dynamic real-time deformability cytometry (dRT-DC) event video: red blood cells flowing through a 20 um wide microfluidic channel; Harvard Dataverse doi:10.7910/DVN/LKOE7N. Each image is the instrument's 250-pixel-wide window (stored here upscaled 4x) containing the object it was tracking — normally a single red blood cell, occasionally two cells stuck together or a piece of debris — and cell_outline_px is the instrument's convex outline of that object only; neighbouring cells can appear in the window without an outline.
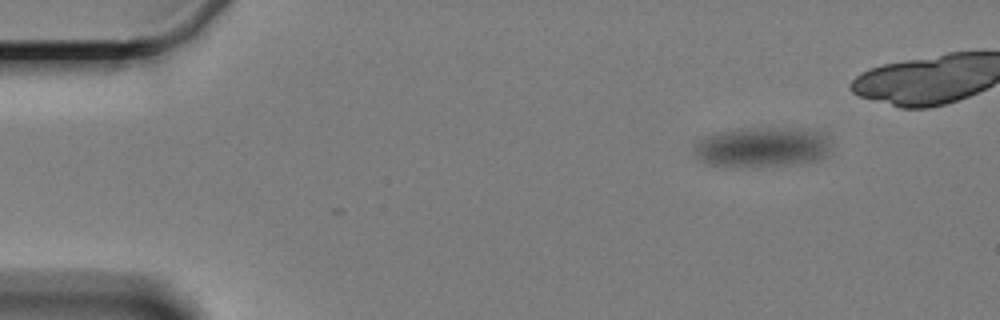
{"species": "Egyptian fruit bat (a non-hibernating species)", "species_latin": "Rousettus aegyptiacus", "temperature_condition": "cold", "stored_images_in_passage": 2, "camera_frame_rate_fps": 3000, "um_per_image_px": 0.085, "animal": {"sex": "female"}, "frame": {"image": 1, "passage_image": 2, "time_ms": 2.0, "image_size_px": [1000, 320], "cell_outline_px": [[832, 152], [828, 156], [820, 160], [796, 164], [708, 164], [700, 160], [692, 152], [696, 144], [700, 140], [716, 132], [740, 128], [800, 128], [820, 132], [828, 136]], "centroid_in_image_um": [64.88, 12.46], "position_along_channel_um": 20.1, "area_um2": 31.5}}